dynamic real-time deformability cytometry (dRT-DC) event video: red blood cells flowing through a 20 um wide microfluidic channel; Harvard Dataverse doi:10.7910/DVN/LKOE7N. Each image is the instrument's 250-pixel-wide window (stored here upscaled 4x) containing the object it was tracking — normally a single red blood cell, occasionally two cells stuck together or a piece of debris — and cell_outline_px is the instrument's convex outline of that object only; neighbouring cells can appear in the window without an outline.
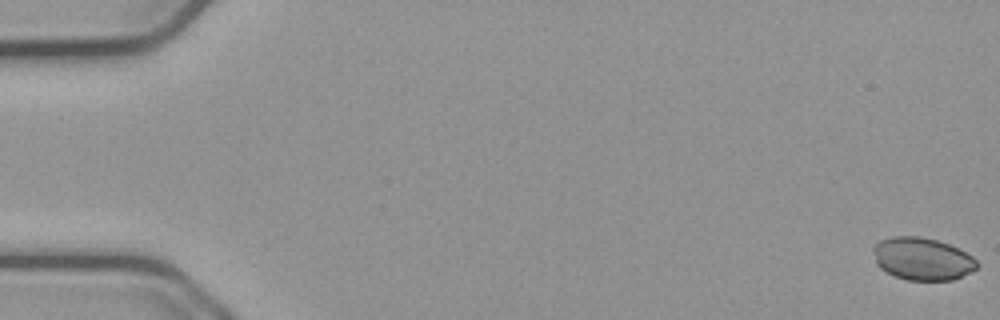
{"species": "common noctule bat (a hibernating species)", "species_latin": "Nyctalus noctula", "temperature_condition": "cold", "stored_images_in_passage": 56, "camera_frame_rate_fps": 3000, "um_per_image_px": 0.085, "animal": {"sex": "male", "body_mass_g": 23.1, "forearm_length_mm": 52.7}, "frame": {"image": 1, "passage_image": 1, "time_ms": 0.0, "image_size_px": [1000, 320], "cell_outline_px": [[980, 264], [972, 272], [952, 280], [908, 280], [896, 276], [880, 268], [876, 264], [872, 248], [880, 240], [892, 236], [920, 236], [936, 240], [948, 244], [972, 256]], "centroid_in_image_um": [78.39, 22.0], "position_along_channel_um": 6.6, "area_um2": 25.66}}
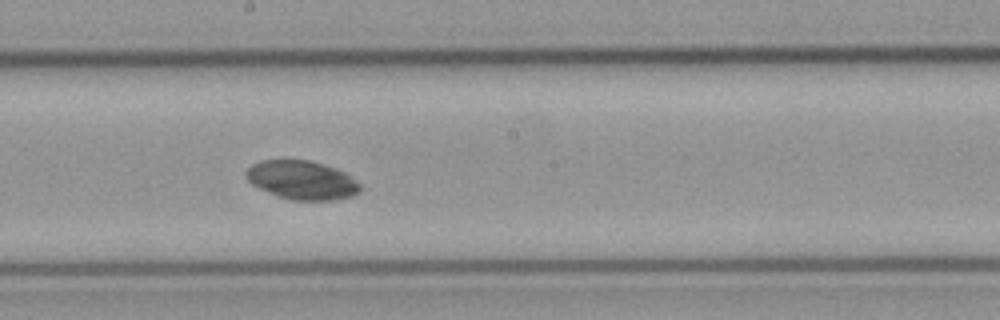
{"frame": {"image": 2, "passage_image": 31, "time_ms": 10.0, "image_size_px": [1000, 320], "cell_outline_px": [[360, 192], [352, 196], [332, 200], [292, 200], [276, 196], [252, 184], [244, 176], [244, 172], [252, 164], [260, 160], [284, 156], [288, 156], [308, 160], [344, 172], [356, 180], [360, 184]], "centroid_in_image_um": [25.59, 15.26], "position_along_channel_um": 222.6, "area_um2": 26.36}}
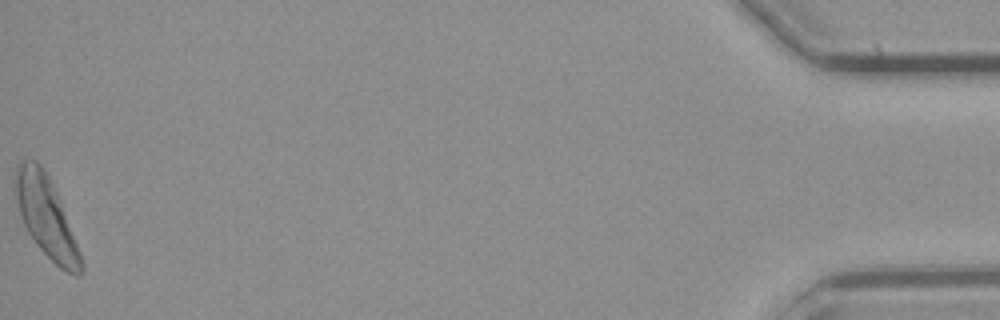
{"frame": {"image": 3, "passage_image": 56, "time_ms": 18.333, "image_size_px": [1000, 320], "cell_outline_px": [[84, 272], [80, 276], [76, 276], [60, 268], [36, 244], [28, 232], [24, 224], [20, 212], [16, 196], [16, 164], [20, 160], [36, 160], [40, 164], [52, 184], [56, 192], [80, 252], [84, 264]], "centroid_in_image_um": [3.94, 18.46], "position_along_channel_um": 431.3, "area_um2": 29.94}, "authors_computed_cell_mechanics": {"area_um2": 26.9926, "velocity_mm_per_s": 3.7516, "shape_relaxation_time_tau1_ms": 0.5064, "shape_relaxation_time_tau2_ms": null, "deformation_change_tau1": 0.0247, "deformation_change_tau2": null}}